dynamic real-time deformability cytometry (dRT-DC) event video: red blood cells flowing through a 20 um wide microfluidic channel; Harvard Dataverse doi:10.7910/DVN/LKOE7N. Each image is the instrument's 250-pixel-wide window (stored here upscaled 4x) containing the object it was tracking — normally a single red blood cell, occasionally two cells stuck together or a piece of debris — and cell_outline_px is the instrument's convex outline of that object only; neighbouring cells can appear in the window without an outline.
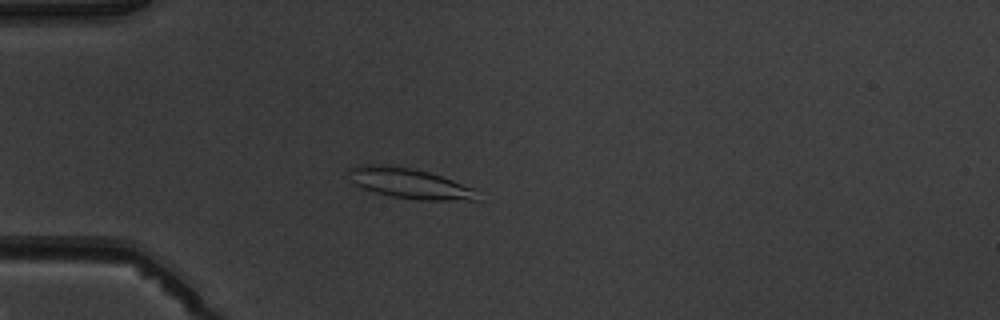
{"species": "common noctule bat (a hibernating species)", "species_latin": "Nyctalus noctula", "temperature_condition": "warm", "stored_images_in_passage": 5, "camera_frame_rate_fps": 3000, "um_per_image_px": 0.085, "animal": {"sex": "male", "body_mass_g": 19.5, "forearm_length_mm": 54.6}, "frame": {"image": 1, "passage_image": 5, "time_ms": 4.667, "image_size_px": [1000, 320], "cell_outline_px": [[480, 200], [420, 200], [392, 196], [360, 188], [352, 180], [348, 172], [348, 168], [360, 164], [384, 164], [412, 168], [428, 172], [476, 188]], "centroid_in_image_um": [34.82, 15.58], "position_along_channel_um": 50.2, "area_um2": 22.77}}